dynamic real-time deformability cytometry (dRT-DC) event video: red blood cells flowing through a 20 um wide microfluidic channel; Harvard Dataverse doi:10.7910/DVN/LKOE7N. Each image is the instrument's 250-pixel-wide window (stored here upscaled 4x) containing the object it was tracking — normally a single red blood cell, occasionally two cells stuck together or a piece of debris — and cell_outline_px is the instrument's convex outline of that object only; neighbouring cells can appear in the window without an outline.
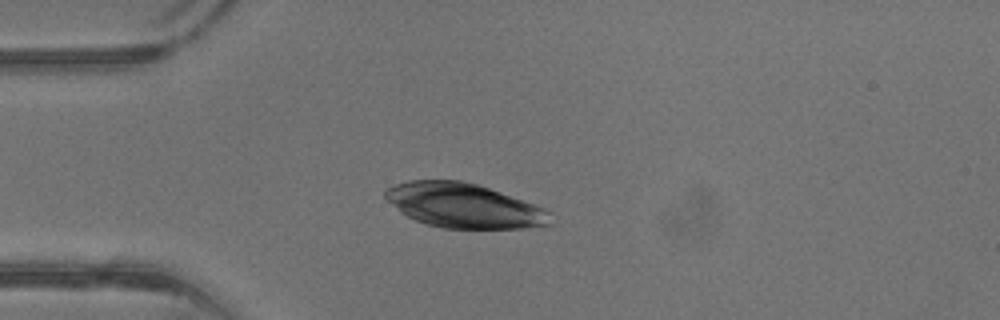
{"species": "common noctule bat (a hibernating species)", "species_latin": "Nyctalus noctula", "temperature_condition": "warm", "stored_images_in_passage": 32, "camera_frame_rate_fps": 3000, "um_per_image_px": 0.085, "animal": {"sex": "male", "body_mass_g": 13.3}, "frame": {"image": 1, "passage_image": 6, "time_ms": 1.667, "image_size_px": [1000, 320], "cell_outline_px": [[552, 224], [520, 228], [440, 228], [416, 220], [400, 212], [384, 196], [384, 192], [388, 188], [396, 184], [408, 180], [460, 180], [476, 184], [500, 192], [544, 208], [548, 212]], "centroid_in_image_um": [39.39, 17.47], "position_along_channel_um": 45.6, "area_um2": 42.19}}